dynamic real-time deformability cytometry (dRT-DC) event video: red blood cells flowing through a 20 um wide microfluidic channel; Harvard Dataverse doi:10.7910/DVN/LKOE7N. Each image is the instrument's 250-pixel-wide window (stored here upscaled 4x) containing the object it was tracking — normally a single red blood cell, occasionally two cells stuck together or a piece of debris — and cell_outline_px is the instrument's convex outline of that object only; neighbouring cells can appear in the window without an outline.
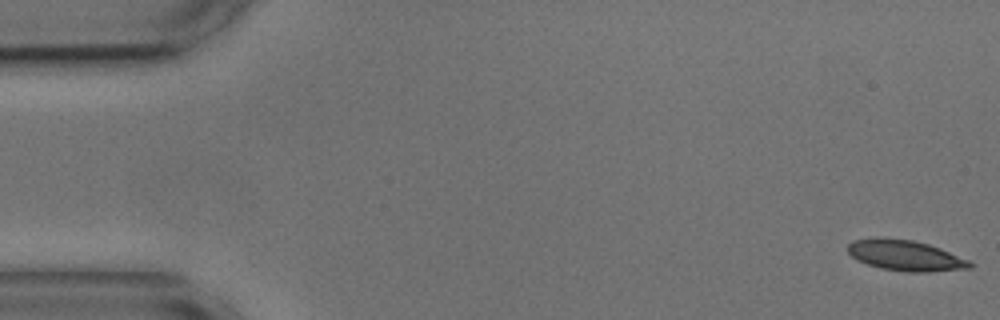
{"species": "common noctule bat (a hibernating species)", "species_latin": "Nyctalus noctula", "temperature_condition": "cold", "stored_images_in_passage": 3, "camera_frame_rate_fps": 3000, "um_per_image_px": 0.085, "animal": {"sex": "male", "body_mass_g": 17.9, "forearm_length_mm": 54.2}, "frame": {"image": 1, "passage_image": 1, "time_ms": 0.0, "image_size_px": [1000, 320], "cell_outline_px": [[972, 268], [928, 272], [908, 272], [880, 268], [856, 260], [848, 252], [848, 244], [852, 240], [876, 236], [880, 236], [912, 240], [928, 244], [940, 248], [968, 260], [972, 264]], "centroid_in_image_um": [76.91, 21.7], "position_along_channel_um": 8.1, "area_um2": 21.96}}